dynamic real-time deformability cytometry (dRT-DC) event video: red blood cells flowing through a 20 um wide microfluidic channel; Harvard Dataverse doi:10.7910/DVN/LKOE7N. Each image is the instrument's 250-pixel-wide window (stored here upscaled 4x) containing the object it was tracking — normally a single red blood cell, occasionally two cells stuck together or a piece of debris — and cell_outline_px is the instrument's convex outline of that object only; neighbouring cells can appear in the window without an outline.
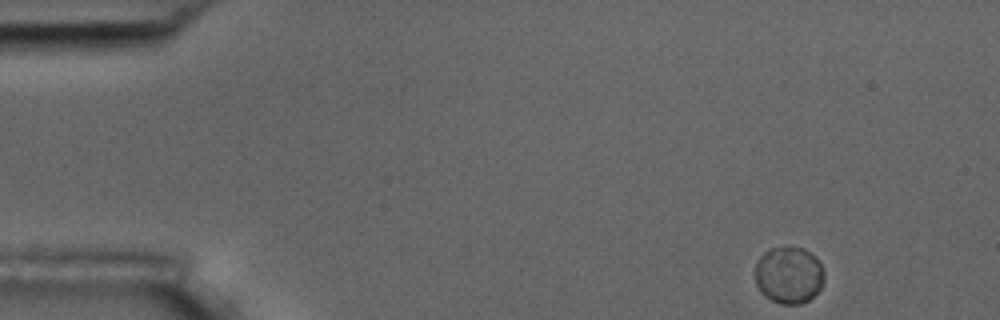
{"species": "common noctule bat (a hibernating species)", "species_latin": "Nyctalus noctula", "temperature_condition": "room temperature", "stored_images_in_passage": 54, "camera_frame_rate_fps": 3000, "um_per_image_px": 0.085, "animal": {"sex": "male", "body_mass_g": 17.5, "forearm_length_mm": 52.3}, "frame": {"image": 1, "passage_image": 1, "time_ms": 0.0, "image_size_px": [1000, 320], "cell_outline_px": [[824, 280], [820, 288], [808, 300], [800, 304], [780, 304], [764, 296], [760, 292], [756, 284], [752, 272], [756, 260], [768, 248], [804, 248], [816, 256], [824, 272]], "centroid_in_image_um": [67.0, 23.38], "position_along_channel_um": 18.0, "area_um2": 23.29}}
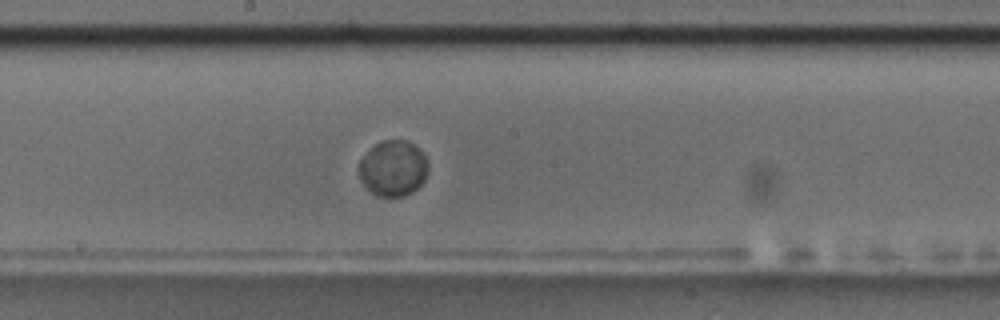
{"frame": {"image": 2, "passage_image": 27, "time_ms": 8.667, "image_size_px": [1000, 320], "cell_outline_px": [[428, 168], [424, 180], [412, 192], [404, 196], [376, 196], [360, 180], [360, 160], [376, 144], [384, 140], [408, 140], [420, 148], [428, 164]], "centroid_in_image_um": [33.44, 14.3], "position_along_channel_um": 214.8, "area_um2": 22.2}}
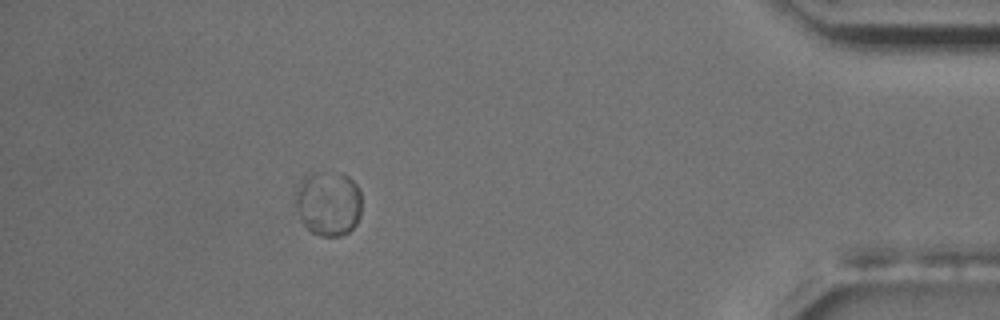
{"frame": {"image": 3, "passage_image": 48, "time_ms": 15.667, "image_size_px": [1000, 320], "cell_outline_px": [[360, 216], [356, 224], [348, 232], [340, 236], [320, 236], [312, 232], [300, 220], [296, 208], [292, 192], [304, 172], [340, 172], [348, 176], [360, 188]], "centroid_in_image_um": [27.84, 17.23], "position_along_channel_um": 407.4, "area_um2": 25.89}}